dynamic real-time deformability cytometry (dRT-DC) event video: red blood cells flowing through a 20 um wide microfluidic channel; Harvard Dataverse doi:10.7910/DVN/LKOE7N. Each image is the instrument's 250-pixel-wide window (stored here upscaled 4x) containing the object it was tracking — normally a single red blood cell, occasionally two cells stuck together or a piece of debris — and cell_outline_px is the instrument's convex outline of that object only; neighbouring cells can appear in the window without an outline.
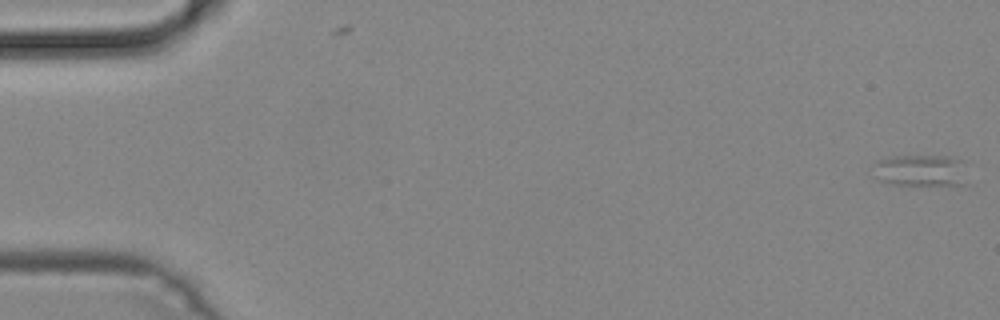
{"species": "common noctule bat (a hibernating species)", "species_latin": "Nyctalus noctula", "temperature_condition": "cold", "stored_images_in_passage": 11, "camera_frame_rate_fps": 3000, "um_per_image_px": 0.085, "animal": {"sex": "male", "body_mass_g": 19.2, "forearm_length_mm": 51.8}, "frame": {"image": 1, "passage_image": 1, "time_ms": 0.0, "image_size_px": [1000, 320], "cell_outline_px": [[964, 184], [892, 184], [880, 180], [872, 176], [876, 160], [888, 156], [944, 156], [960, 160]], "centroid_in_image_um": [78.1, 14.47], "position_along_channel_um": 6.9, "area_um2": 16.88}}